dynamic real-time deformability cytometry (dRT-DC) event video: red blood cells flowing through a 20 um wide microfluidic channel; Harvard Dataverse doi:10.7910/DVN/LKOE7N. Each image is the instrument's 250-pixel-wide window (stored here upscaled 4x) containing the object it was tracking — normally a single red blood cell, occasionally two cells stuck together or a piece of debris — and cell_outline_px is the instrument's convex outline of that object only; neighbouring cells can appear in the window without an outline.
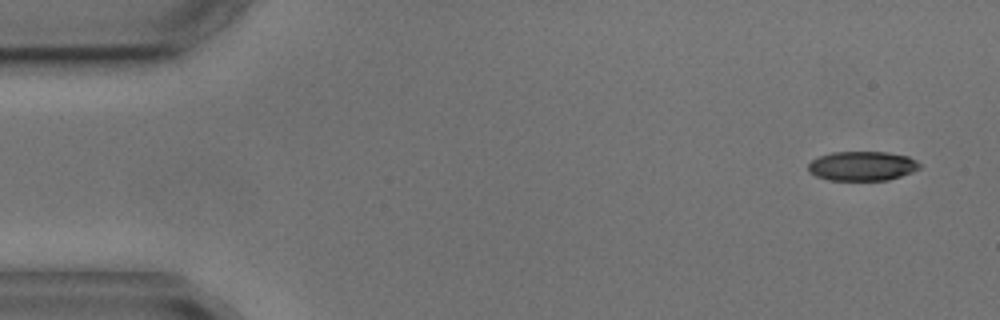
{"species": "common noctule bat (a hibernating species)", "species_latin": "Nyctalus noctula", "temperature_condition": "cold", "stored_images_in_passage": 9, "camera_frame_rate_fps": 3000, "um_per_image_px": 0.085, "animal": {"sex": "male", "body_mass_g": 17.9, "forearm_length_mm": 54.2}, "frame": {"image": 1, "passage_image": 1, "time_ms": 0.0, "image_size_px": [1000, 320], "cell_outline_px": [[920, 168], [912, 172], [888, 180], [828, 180], [816, 176], [808, 172], [808, 164], [812, 160], [820, 156], [832, 152], [888, 152], [908, 156], [916, 160], [920, 164]], "centroid_in_image_um": [73.28, 14.11], "position_along_channel_um": 11.7, "area_um2": 19.13}}
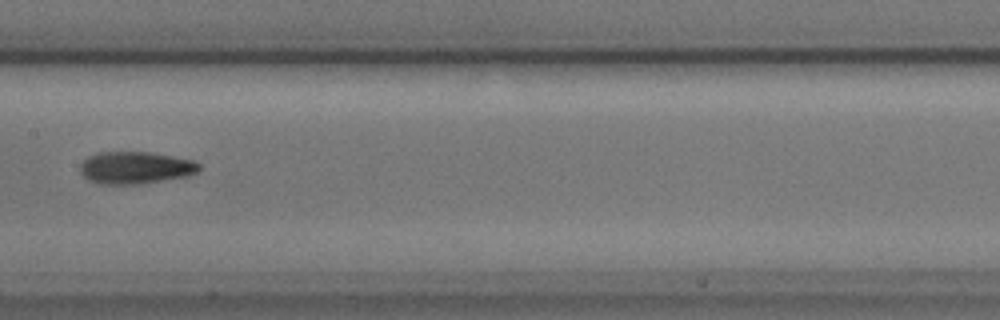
{"frame": {"image": 2, "passage_image": 7, "time_ms": 8.0, "image_size_px": [1000, 320], "cell_outline_px": [[200, 168], [196, 172], [188, 176], [136, 184], [96, 184], [88, 180], [80, 172], [80, 164], [88, 156], [96, 152], [152, 152], [196, 160], [200, 164]], "centroid_in_image_um": [11.5, 14.24], "position_along_channel_um": 195.9, "area_um2": 22.54}}
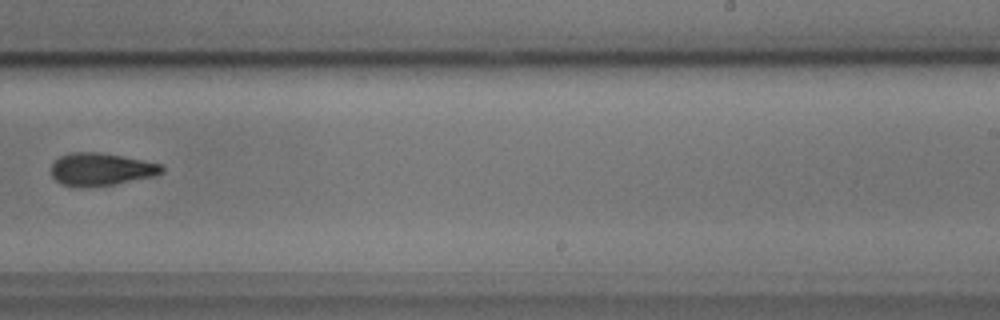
{"frame": {"image": 3, "passage_image": 9, "time_ms": 10.333, "image_size_px": [1000, 320], "cell_outline_px": [[164, 172], [156, 176], [116, 184], [88, 188], [76, 188], [60, 184], [52, 176], [52, 164], [60, 156], [72, 152], [96, 152], [144, 160], [164, 164]], "centroid_in_image_um": [8.61, 14.42], "position_along_channel_um": 280.4, "area_um2": 21.44}}